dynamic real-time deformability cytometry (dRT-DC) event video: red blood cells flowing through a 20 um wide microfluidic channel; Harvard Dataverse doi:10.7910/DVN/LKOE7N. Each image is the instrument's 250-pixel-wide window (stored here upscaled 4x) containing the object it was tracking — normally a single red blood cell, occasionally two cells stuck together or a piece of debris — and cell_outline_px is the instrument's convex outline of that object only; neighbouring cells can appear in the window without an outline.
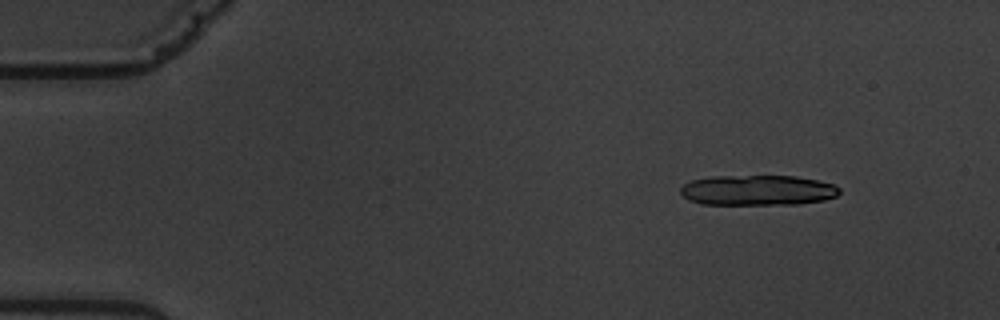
{"species": "common noctule bat (a hibernating species)", "species_latin": "Nyctalus noctula", "temperature_condition": "warm", "stored_images_in_passage": 6, "camera_frame_rate_fps": 3000, "um_per_image_px": 0.085, "animal": {"sex": "male", "body_mass_g": 19.5, "forearm_length_mm": 54.6}, "frame": {"image": 1, "passage_image": 2, "time_ms": 1.0, "image_size_px": [1000, 320], "cell_outline_px": [[840, 192], [836, 196], [824, 200], [796, 204], [700, 204], [688, 200], [680, 192], [680, 188], [684, 184], [692, 180], [712, 176], [796, 176], [816, 180], [832, 184], [840, 188]], "centroid_in_image_um": [64.38, 16.17], "position_along_channel_um": 20.6, "area_um2": 28.03}}
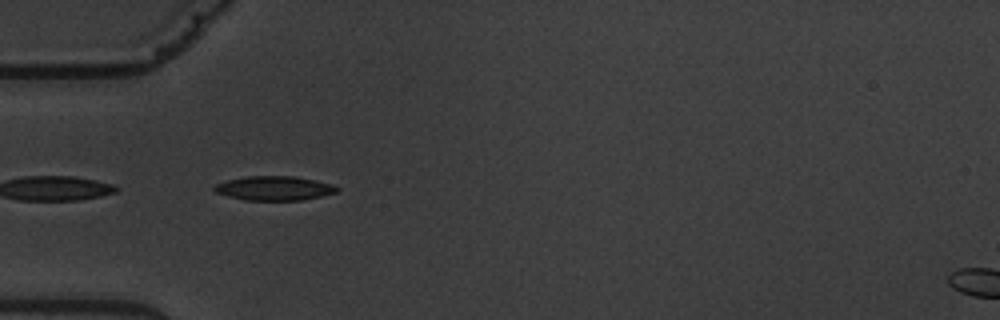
{"frame": {"image": 2, "passage_image": 5, "time_ms": 5.0, "image_size_px": [1000, 320], "cell_outline_px": [[340, 188], [336, 192], [320, 196], [300, 200], [244, 200], [228, 196], [216, 192], [212, 188], [216, 184], [228, 180], [244, 176], [292, 176], [316, 180], [332, 184]], "centroid_in_image_um": [23.3, 15.99], "position_along_channel_um": 61.7, "area_um2": 17.22}}